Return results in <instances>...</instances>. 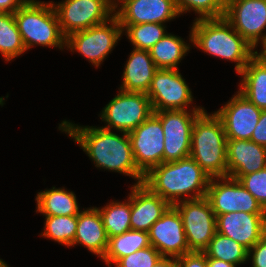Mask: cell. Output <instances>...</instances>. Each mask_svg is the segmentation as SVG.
Wrapping results in <instances>:
<instances>
[{"instance_id": "cell-3", "label": "cell", "mask_w": 266, "mask_h": 267, "mask_svg": "<svg viewBox=\"0 0 266 267\" xmlns=\"http://www.w3.org/2000/svg\"><path fill=\"white\" fill-rule=\"evenodd\" d=\"M189 34V42L199 50L219 59L234 61L238 74L256 54L224 17L195 19Z\"/></svg>"}, {"instance_id": "cell-39", "label": "cell", "mask_w": 266, "mask_h": 267, "mask_svg": "<svg viewBox=\"0 0 266 267\" xmlns=\"http://www.w3.org/2000/svg\"><path fill=\"white\" fill-rule=\"evenodd\" d=\"M153 267H177L176 259L173 257H162Z\"/></svg>"}, {"instance_id": "cell-5", "label": "cell", "mask_w": 266, "mask_h": 267, "mask_svg": "<svg viewBox=\"0 0 266 267\" xmlns=\"http://www.w3.org/2000/svg\"><path fill=\"white\" fill-rule=\"evenodd\" d=\"M14 19L26 51L34 45L66 48L53 2L27 0L15 13Z\"/></svg>"}, {"instance_id": "cell-34", "label": "cell", "mask_w": 266, "mask_h": 267, "mask_svg": "<svg viewBox=\"0 0 266 267\" xmlns=\"http://www.w3.org/2000/svg\"><path fill=\"white\" fill-rule=\"evenodd\" d=\"M238 181L266 210V168L244 175Z\"/></svg>"}, {"instance_id": "cell-43", "label": "cell", "mask_w": 266, "mask_h": 267, "mask_svg": "<svg viewBox=\"0 0 266 267\" xmlns=\"http://www.w3.org/2000/svg\"><path fill=\"white\" fill-rule=\"evenodd\" d=\"M120 1L121 0H111V3L113 5V7L115 8V6H117Z\"/></svg>"}, {"instance_id": "cell-44", "label": "cell", "mask_w": 266, "mask_h": 267, "mask_svg": "<svg viewBox=\"0 0 266 267\" xmlns=\"http://www.w3.org/2000/svg\"><path fill=\"white\" fill-rule=\"evenodd\" d=\"M0 267H9V266L7 265V263H5V261L0 259Z\"/></svg>"}, {"instance_id": "cell-13", "label": "cell", "mask_w": 266, "mask_h": 267, "mask_svg": "<svg viewBox=\"0 0 266 267\" xmlns=\"http://www.w3.org/2000/svg\"><path fill=\"white\" fill-rule=\"evenodd\" d=\"M137 168L145 175L163 163L164 133L161 120L152 113L128 133Z\"/></svg>"}, {"instance_id": "cell-24", "label": "cell", "mask_w": 266, "mask_h": 267, "mask_svg": "<svg viewBox=\"0 0 266 267\" xmlns=\"http://www.w3.org/2000/svg\"><path fill=\"white\" fill-rule=\"evenodd\" d=\"M36 212L43 216H73L78 215L79 205L76 195L72 191H67L65 188L45 189L38 192L36 198Z\"/></svg>"}, {"instance_id": "cell-9", "label": "cell", "mask_w": 266, "mask_h": 267, "mask_svg": "<svg viewBox=\"0 0 266 267\" xmlns=\"http://www.w3.org/2000/svg\"><path fill=\"white\" fill-rule=\"evenodd\" d=\"M65 37L106 22L114 15L111 0H62L53 2Z\"/></svg>"}, {"instance_id": "cell-28", "label": "cell", "mask_w": 266, "mask_h": 267, "mask_svg": "<svg viewBox=\"0 0 266 267\" xmlns=\"http://www.w3.org/2000/svg\"><path fill=\"white\" fill-rule=\"evenodd\" d=\"M203 252L207 258L223 260L236 266L248 261V249L219 232H216Z\"/></svg>"}, {"instance_id": "cell-21", "label": "cell", "mask_w": 266, "mask_h": 267, "mask_svg": "<svg viewBox=\"0 0 266 267\" xmlns=\"http://www.w3.org/2000/svg\"><path fill=\"white\" fill-rule=\"evenodd\" d=\"M108 240L109 238L97 207L84 209L77 215V228L72 246L81 244L102 259L108 246Z\"/></svg>"}, {"instance_id": "cell-40", "label": "cell", "mask_w": 266, "mask_h": 267, "mask_svg": "<svg viewBox=\"0 0 266 267\" xmlns=\"http://www.w3.org/2000/svg\"><path fill=\"white\" fill-rule=\"evenodd\" d=\"M207 267H236V265L219 259L207 258Z\"/></svg>"}, {"instance_id": "cell-31", "label": "cell", "mask_w": 266, "mask_h": 267, "mask_svg": "<svg viewBox=\"0 0 266 267\" xmlns=\"http://www.w3.org/2000/svg\"><path fill=\"white\" fill-rule=\"evenodd\" d=\"M44 231L40 236L46 237L71 247L77 228V215L73 216H44Z\"/></svg>"}, {"instance_id": "cell-12", "label": "cell", "mask_w": 266, "mask_h": 267, "mask_svg": "<svg viewBox=\"0 0 266 267\" xmlns=\"http://www.w3.org/2000/svg\"><path fill=\"white\" fill-rule=\"evenodd\" d=\"M206 198L216 216L238 211L266 213L255 197L231 177L210 178Z\"/></svg>"}, {"instance_id": "cell-33", "label": "cell", "mask_w": 266, "mask_h": 267, "mask_svg": "<svg viewBox=\"0 0 266 267\" xmlns=\"http://www.w3.org/2000/svg\"><path fill=\"white\" fill-rule=\"evenodd\" d=\"M163 256L153 247L149 246L118 259L115 267H153Z\"/></svg>"}, {"instance_id": "cell-17", "label": "cell", "mask_w": 266, "mask_h": 267, "mask_svg": "<svg viewBox=\"0 0 266 267\" xmlns=\"http://www.w3.org/2000/svg\"><path fill=\"white\" fill-rule=\"evenodd\" d=\"M118 5L114 15L120 25L164 24L180 16L175 0H121Z\"/></svg>"}, {"instance_id": "cell-10", "label": "cell", "mask_w": 266, "mask_h": 267, "mask_svg": "<svg viewBox=\"0 0 266 267\" xmlns=\"http://www.w3.org/2000/svg\"><path fill=\"white\" fill-rule=\"evenodd\" d=\"M179 212L190 251L203 252L217 232L216 215L204 197L173 205Z\"/></svg>"}, {"instance_id": "cell-37", "label": "cell", "mask_w": 266, "mask_h": 267, "mask_svg": "<svg viewBox=\"0 0 266 267\" xmlns=\"http://www.w3.org/2000/svg\"><path fill=\"white\" fill-rule=\"evenodd\" d=\"M250 140L258 145L266 147V110H262Z\"/></svg>"}, {"instance_id": "cell-20", "label": "cell", "mask_w": 266, "mask_h": 267, "mask_svg": "<svg viewBox=\"0 0 266 267\" xmlns=\"http://www.w3.org/2000/svg\"><path fill=\"white\" fill-rule=\"evenodd\" d=\"M266 168V147L251 140H227L228 177L242 176Z\"/></svg>"}, {"instance_id": "cell-27", "label": "cell", "mask_w": 266, "mask_h": 267, "mask_svg": "<svg viewBox=\"0 0 266 267\" xmlns=\"http://www.w3.org/2000/svg\"><path fill=\"white\" fill-rule=\"evenodd\" d=\"M127 201H112L101 209L98 207L108 238L131 230V192Z\"/></svg>"}, {"instance_id": "cell-2", "label": "cell", "mask_w": 266, "mask_h": 267, "mask_svg": "<svg viewBox=\"0 0 266 267\" xmlns=\"http://www.w3.org/2000/svg\"><path fill=\"white\" fill-rule=\"evenodd\" d=\"M209 181L210 177L189 156L152 167L144 175L143 184L173 206L206 197Z\"/></svg>"}, {"instance_id": "cell-38", "label": "cell", "mask_w": 266, "mask_h": 267, "mask_svg": "<svg viewBox=\"0 0 266 267\" xmlns=\"http://www.w3.org/2000/svg\"><path fill=\"white\" fill-rule=\"evenodd\" d=\"M27 0H0V13H15Z\"/></svg>"}, {"instance_id": "cell-14", "label": "cell", "mask_w": 266, "mask_h": 267, "mask_svg": "<svg viewBox=\"0 0 266 267\" xmlns=\"http://www.w3.org/2000/svg\"><path fill=\"white\" fill-rule=\"evenodd\" d=\"M224 18L254 49L266 40V0H232Z\"/></svg>"}, {"instance_id": "cell-42", "label": "cell", "mask_w": 266, "mask_h": 267, "mask_svg": "<svg viewBox=\"0 0 266 267\" xmlns=\"http://www.w3.org/2000/svg\"><path fill=\"white\" fill-rule=\"evenodd\" d=\"M261 46L263 47L262 50L259 53L256 51V54L266 62V40Z\"/></svg>"}, {"instance_id": "cell-35", "label": "cell", "mask_w": 266, "mask_h": 267, "mask_svg": "<svg viewBox=\"0 0 266 267\" xmlns=\"http://www.w3.org/2000/svg\"><path fill=\"white\" fill-rule=\"evenodd\" d=\"M250 259L252 267H266V233L248 250V260Z\"/></svg>"}, {"instance_id": "cell-23", "label": "cell", "mask_w": 266, "mask_h": 267, "mask_svg": "<svg viewBox=\"0 0 266 267\" xmlns=\"http://www.w3.org/2000/svg\"><path fill=\"white\" fill-rule=\"evenodd\" d=\"M239 92L261 110H266V62L255 54L238 74Z\"/></svg>"}, {"instance_id": "cell-11", "label": "cell", "mask_w": 266, "mask_h": 267, "mask_svg": "<svg viewBox=\"0 0 266 267\" xmlns=\"http://www.w3.org/2000/svg\"><path fill=\"white\" fill-rule=\"evenodd\" d=\"M154 111L188 110L192 91L178 69H157L146 93Z\"/></svg>"}, {"instance_id": "cell-7", "label": "cell", "mask_w": 266, "mask_h": 267, "mask_svg": "<svg viewBox=\"0 0 266 267\" xmlns=\"http://www.w3.org/2000/svg\"><path fill=\"white\" fill-rule=\"evenodd\" d=\"M204 108L194 106L192 110L154 111L161 120L164 133L163 162H174L189 157L192 130L196 117Z\"/></svg>"}, {"instance_id": "cell-15", "label": "cell", "mask_w": 266, "mask_h": 267, "mask_svg": "<svg viewBox=\"0 0 266 267\" xmlns=\"http://www.w3.org/2000/svg\"><path fill=\"white\" fill-rule=\"evenodd\" d=\"M262 110L239 91L215 114L220 118L227 140H250Z\"/></svg>"}, {"instance_id": "cell-1", "label": "cell", "mask_w": 266, "mask_h": 267, "mask_svg": "<svg viewBox=\"0 0 266 267\" xmlns=\"http://www.w3.org/2000/svg\"><path fill=\"white\" fill-rule=\"evenodd\" d=\"M58 128L86 152L96 167L132 177L136 184L143 183L144 174L136 166L127 132H120V136L103 127L78 126L66 120Z\"/></svg>"}, {"instance_id": "cell-18", "label": "cell", "mask_w": 266, "mask_h": 267, "mask_svg": "<svg viewBox=\"0 0 266 267\" xmlns=\"http://www.w3.org/2000/svg\"><path fill=\"white\" fill-rule=\"evenodd\" d=\"M217 232L248 250L266 233V213L230 212L216 216Z\"/></svg>"}, {"instance_id": "cell-29", "label": "cell", "mask_w": 266, "mask_h": 267, "mask_svg": "<svg viewBox=\"0 0 266 267\" xmlns=\"http://www.w3.org/2000/svg\"><path fill=\"white\" fill-rule=\"evenodd\" d=\"M26 51L13 13H0V53L12 61Z\"/></svg>"}, {"instance_id": "cell-30", "label": "cell", "mask_w": 266, "mask_h": 267, "mask_svg": "<svg viewBox=\"0 0 266 267\" xmlns=\"http://www.w3.org/2000/svg\"><path fill=\"white\" fill-rule=\"evenodd\" d=\"M121 27L134 46L133 49L138 50H149L167 34L165 24L160 23L121 25Z\"/></svg>"}, {"instance_id": "cell-36", "label": "cell", "mask_w": 266, "mask_h": 267, "mask_svg": "<svg viewBox=\"0 0 266 267\" xmlns=\"http://www.w3.org/2000/svg\"><path fill=\"white\" fill-rule=\"evenodd\" d=\"M175 259L177 267H207V256L204 252L191 251Z\"/></svg>"}, {"instance_id": "cell-26", "label": "cell", "mask_w": 266, "mask_h": 267, "mask_svg": "<svg viewBox=\"0 0 266 267\" xmlns=\"http://www.w3.org/2000/svg\"><path fill=\"white\" fill-rule=\"evenodd\" d=\"M149 236L146 231L129 230L123 234L110 237L102 261L111 267L118 259L128 256L135 251L149 247Z\"/></svg>"}, {"instance_id": "cell-4", "label": "cell", "mask_w": 266, "mask_h": 267, "mask_svg": "<svg viewBox=\"0 0 266 267\" xmlns=\"http://www.w3.org/2000/svg\"><path fill=\"white\" fill-rule=\"evenodd\" d=\"M190 157L210 178L228 177L227 138L220 118L203 110L195 119Z\"/></svg>"}, {"instance_id": "cell-16", "label": "cell", "mask_w": 266, "mask_h": 267, "mask_svg": "<svg viewBox=\"0 0 266 267\" xmlns=\"http://www.w3.org/2000/svg\"><path fill=\"white\" fill-rule=\"evenodd\" d=\"M150 245L163 257L177 258L191 252L181 216L174 206L158 219L148 231Z\"/></svg>"}, {"instance_id": "cell-8", "label": "cell", "mask_w": 266, "mask_h": 267, "mask_svg": "<svg viewBox=\"0 0 266 267\" xmlns=\"http://www.w3.org/2000/svg\"><path fill=\"white\" fill-rule=\"evenodd\" d=\"M153 113L151 102L146 93H119L103 108L100 113L105 129H115L119 132L134 130Z\"/></svg>"}, {"instance_id": "cell-6", "label": "cell", "mask_w": 266, "mask_h": 267, "mask_svg": "<svg viewBox=\"0 0 266 267\" xmlns=\"http://www.w3.org/2000/svg\"><path fill=\"white\" fill-rule=\"evenodd\" d=\"M123 34L118 18L113 15L106 22L81 30L66 37V47L98 67L111 54Z\"/></svg>"}, {"instance_id": "cell-22", "label": "cell", "mask_w": 266, "mask_h": 267, "mask_svg": "<svg viewBox=\"0 0 266 267\" xmlns=\"http://www.w3.org/2000/svg\"><path fill=\"white\" fill-rule=\"evenodd\" d=\"M128 57L119 89L125 92L147 93L157 70L149 50L134 49Z\"/></svg>"}, {"instance_id": "cell-41", "label": "cell", "mask_w": 266, "mask_h": 267, "mask_svg": "<svg viewBox=\"0 0 266 267\" xmlns=\"http://www.w3.org/2000/svg\"><path fill=\"white\" fill-rule=\"evenodd\" d=\"M224 11L229 7L232 0H214Z\"/></svg>"}, {"instance_id": "cell-25", "label": "cell", "mask_w": 266, "mask_h": 267, "mask_svg": "<svg viewBox=\"0 0 266 267\" xmlns=\"http://www.w3.org/2000/svg\"><path fill=\"white\" fill-rule=\"evenodd\" d=\"M183 38L167 33L149 49L157 69H178V64L189 52L191 45Z\"/></svg>"}, {"instance_id": "cell-32", "label": "cell", "mask_w": 266, "mask_h": 267, "mask_svg": "<svg viewBox=\"0 0 266 267\" xmlns=\"http://www.w3.org/2000/svg\"><path fill=\"white\" fill-rule=\"evenodd\" d=\"M175 2L180 15L194 11L199 14L196 19L222 18L225 14L214 0H175Z\"/></svg>"}, {"instance_id": "cell-19", "label": "cell", "mask_w": 266, "mask_h": 267, "mask_svg": "<svg viewBox=\"0 0 266 267\" xmlns=\"http://www.w3.org/2000/svg\"><path fill=\"white\" fill-rule=\"evenodd\" d=\"M131 230L148 232L171 206L143 183L131 186Z\"/></svg>"}]
</instances>
